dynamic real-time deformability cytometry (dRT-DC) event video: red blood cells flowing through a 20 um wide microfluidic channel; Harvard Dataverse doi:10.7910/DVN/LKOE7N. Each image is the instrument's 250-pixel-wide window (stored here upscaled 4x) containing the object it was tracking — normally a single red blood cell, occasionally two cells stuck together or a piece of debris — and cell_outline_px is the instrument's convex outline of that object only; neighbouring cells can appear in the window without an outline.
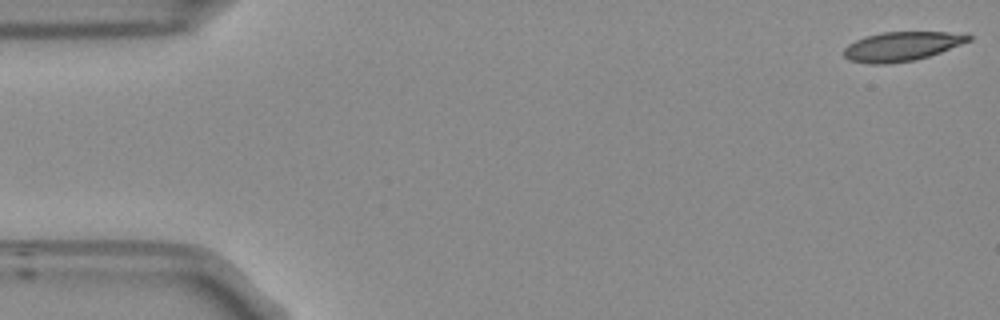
{"species": "Egyptian fruit bat (a non-hibernating species)", "species_latin": "Rousettus aegyptiacus", "temperature_condition": "room temperature", "stored_images_in_passage": 14, "camera_frame_rate_fps": 3000, "um_per_image_px": 0.085, "frame": {"image": 1, "passage_image": 1, "time_ms": 0.0, "image_size_px": [1000, 320], "cell_outline_px": [[972, 40], [940, 52], [928, 56], [912, 60], [888, 64], [868, 64], [848, 60], [844, 56], [844, 48], [848, 44], [864, 36], [880, 32], [968, 32], [972, 36]], "centroid_in_image_um": [76.66, 3.93], "position_along_channel_um": 8.3, "area_um2": 21.44}}
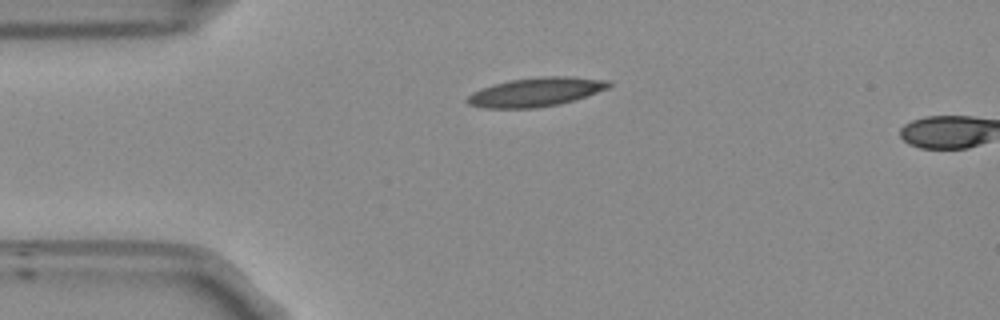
{"frame": {"image": 2, "passage_image": 12, "time_ms": 3.667, "image_size_px": [1000, 320], "cell_outline_px": [[612, 84], [608, 88], [576, 100], [560, 104], [536, 108], [484, 108], [468, 104], [464, 100], [472, 92], [492, 84], [512, 80], [540, 76], [568, 76], [612, 80]], "centroid_in_image_um": [45.57, 7.82], "position_along_channel_um": 39.4, "area_um2": 24.1}}